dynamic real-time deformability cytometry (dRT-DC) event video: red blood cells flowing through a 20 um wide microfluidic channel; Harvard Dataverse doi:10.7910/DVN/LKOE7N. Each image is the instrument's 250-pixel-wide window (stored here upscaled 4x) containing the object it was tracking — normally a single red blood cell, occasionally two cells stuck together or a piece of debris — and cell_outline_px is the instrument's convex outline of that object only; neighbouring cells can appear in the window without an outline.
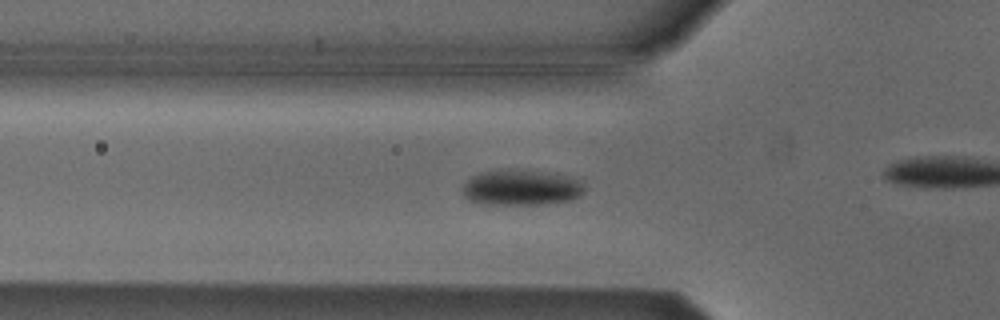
{"species": "Egyptian fruit bat (a non-hibernating species)", "species_latin": "Rousettus aegyptiacus", "temperature_condition": "cold", "stored_images_in_passage": 42, "camera_frame_rate_fps": 3000, "um_per_image_px": 0.085, "animal": {"sex": "male"}, "frame": {"image": 1, "passage_image": 17, "time_ms": 5.333, "image_size_px": [1000, 320], "cell_outline_px": [[584, 192], [580, 196], [572, 200], [544, 204], [480, 204], [468, 200], [464, 196], [460, 188], [472, 176], [480, 172], [504, 168], [516, 168], [556, 172], [580, 180], [584, 184]], "centroid_in_image_um": [44.31, 15.91], "position_along_channel_um": 81.5, "area_um2": 26.24}}
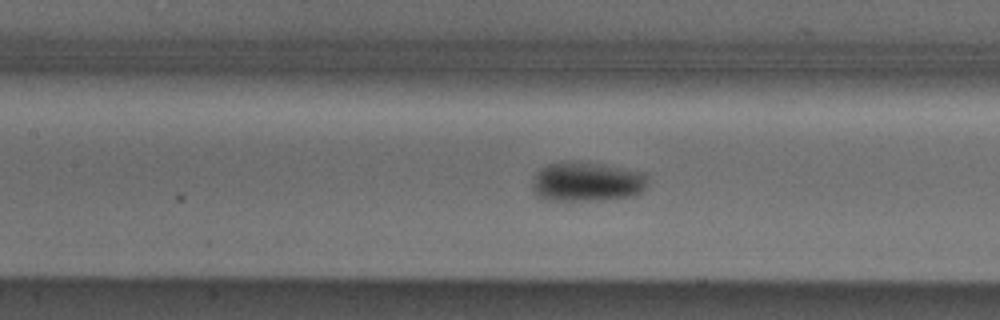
{"frame": {"image": 2, "passage_image": 23, "time_ms": 7.333, "image_size_px": [1000, 320], "cell_outline_px": [[648, 184], [644, 192], [636, 196], [596, 200], [552, 200], [536, 196], [532, 188], [532, 176], [540, 168], [548, 164], [572, 160], [600, 164], [648, 172]], "centroid_in_image_um": [49.93, 15.44], "position_along_channel_um": 157.5, "area_um2": 27.22}}
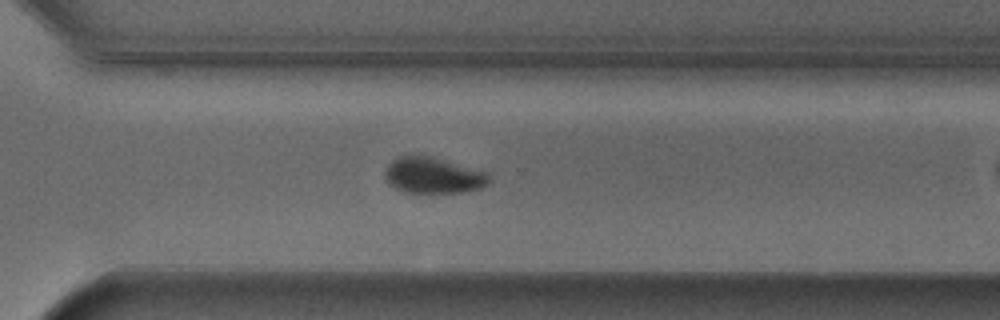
{"frame": {"image": 3, "passage_image": 37, "time_ms": 12.0, "image_size_px": [1000, 320], "cell_outline_px": [[492, 180], [488, 184], [480, 188], [460, 192], [412, 196], [388, 184], [384, 176], [384, 168], [392, 160], [400, 156], [416, 152], [420, 152], [488, 172]], "centroid_in_image_um": [36.77, 14.91], "position_along_channel_um": 333.8, "area_um2": 23.41}}